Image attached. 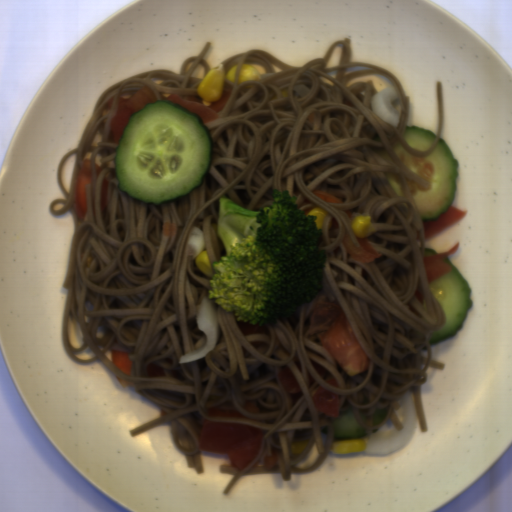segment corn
<instances>
[{"mask_svg": "<svg viewBox=\"0 0 512 512\" xmlns=\"http://www.w3.org/2000/svg\"><path fill=\"white\" fill-rule=\"evenodd\" d=\"M225 71L221 68H212L206 74L197 88L198 97H200L206 106H211L212 102H218L222 99L224 92Z\"/></svg>", "mask_w": 512, "mask_h": 512, "instance_id": "obj_1", "label": "corn"}, {"mask_svg": "<svg viewBox=\"0 0 512 512\" xmlns=\"http://www.w3.org/2000/svg\"><path fill=\"white\" fill-rule=\"evenodd\" d=\"M352 231L359 239H367L374 234L375 227L372 225L370 215L358 213L351 218Z\"/></svg>", "mask_w": 512, "mask_h": 512, "instance_id": "obj_2", "label": "corn"}, {"mask_svg": "<svg viewBox=\"0 0 512 512\" xmlns=\"http://www.w3.org/2000/svg\"><path fill=\"white\" fill-rule=\"evenodd\" d=\"M193 261H194L198 271L203 273L204 275L208 276L211 279L214 262L212 265L207 250L205 249V251L202 254H200Z\"/></svg>", "mask_w": 512, "mask_h": 512, "instance_id": "obj_3", "label": "corn"}, {"mask_svg": "<svg viewBox=\"0 0 512 512\" xmlns=\"http://www.w3.org/2000/svg\"><path fill=\"white\" fill-rule=\"evenodd\" d=\"M262 77L259 69L250 64H245L240 68L238 84L242 83L244 80H260Z\"/></svg>", "mask_w": 512, "mask_h": 512, "instance_id": "obj_4", "label": "corn"}, {"mask_svg": "<svg viewBox=\"0 0 512 512\" xmlns=\"http://www.w3.org/2000/svg\"><path fill=\"white\" fill-rule=\"evenodd\" d=\"M326 214H327V212H325L324 210H322V209H320V208L315 206L309 212L308 215L315 217L314 225H315L316 229H324L323 224H324V221H325Z\"/></svg>", "mask_w": 512, "mask_h": 512, "instance_id": "obj_5", "label": "corn"}, {"mask_svg": "<svg viewBox=\"0 0 512 512\" xmlns=\"http://www.w3.org/2000/svg\"><path fill=\"white\" fill-rule=\"evenodd\" d=\"M238 64V63H237ZM237 64H233L226 72V76L227 78L231 81V82H234L236 81V67H237Z\"/></svg>", "mask_w": 512, "mask_h": 512, "instance_id": "obj_6", "label": "corn"}]
</instances>
